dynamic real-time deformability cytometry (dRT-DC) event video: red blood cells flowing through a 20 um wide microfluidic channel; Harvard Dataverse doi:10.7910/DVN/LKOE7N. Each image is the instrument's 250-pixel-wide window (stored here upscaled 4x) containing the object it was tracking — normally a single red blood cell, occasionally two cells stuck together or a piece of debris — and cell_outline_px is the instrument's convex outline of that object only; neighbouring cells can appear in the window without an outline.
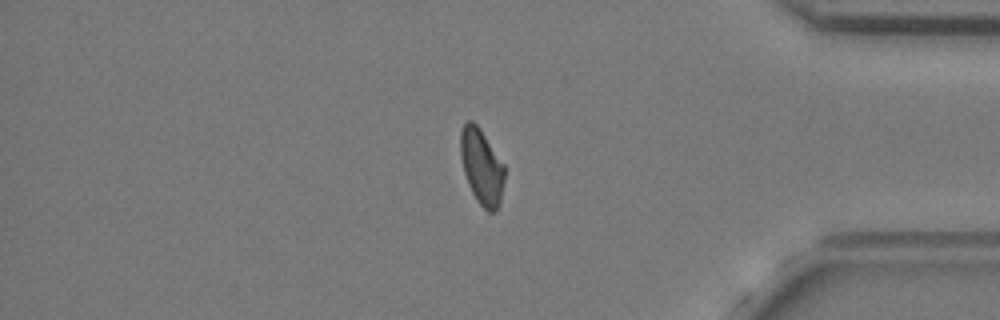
{"species": "common noctule bat (a hibernating species)", "species_latin": "Nyctalus noctula", "temperature_condition": "cold", "stored_images_in_passage": 39, "camera_frame_rate_fps": 3000, "um_per_image_px": 0.085, "animal": {"sex": "female", "body_mass_g": 24.6, "forearm_length_mm": 56.2}, "frame": {"image": 1, "passage_image": 38, "time_ms": 12.333, "image_size_px": [1000, 320], "cell_outline_px": [[504, 180], [500, 204], [496, 212], [488, 212], [476, 200], [468, 184], [464, 172], [460, 156], [460, 132], [464, 124], [468, 120], [472, 120], [480, 128], [504, 164]], "centroid_in_image_um": [40.94, 14.18], "position_along_channel_um": 394.3, "area_um2": 19.48}}